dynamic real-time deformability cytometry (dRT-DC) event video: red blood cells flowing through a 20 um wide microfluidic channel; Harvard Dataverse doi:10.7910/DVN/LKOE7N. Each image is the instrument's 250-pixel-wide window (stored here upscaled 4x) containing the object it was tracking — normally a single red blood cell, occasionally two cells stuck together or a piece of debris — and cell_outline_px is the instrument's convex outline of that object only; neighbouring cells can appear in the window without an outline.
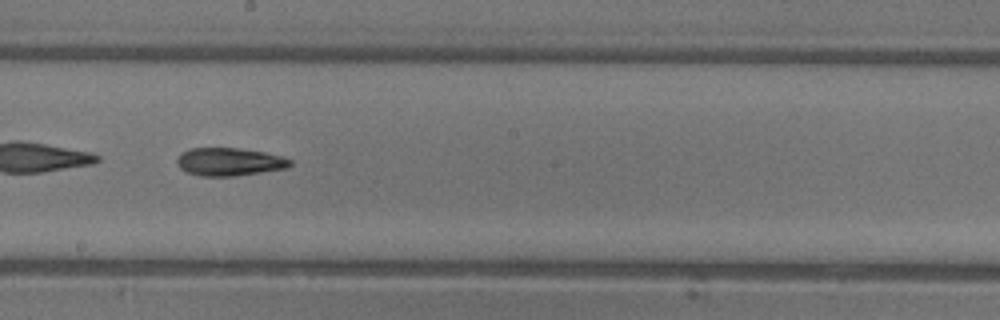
{"species": "common noctule bat (a hibernating species)", "species_latin": "Nyctalus noctula", "temperature_condition": "warm", "stored_images_in_passage": 45, "camera_frame_rate_fps": 3000, "um_per_image_px": 0.085, "animal": {"sex": "female"}, "frame": {"image": 1, "passage_image": 26, "time_ms": 8.333, "image_size_px": [1000, 320], "cell_outline_px": [[292, 164], [288, 168], [236, 176], [200, 176], [188, 172], [180, 168], [176, 160], [180, 152], [188, 148], [240, 148], [264, 152], [280, 156], [292, 160]], "centroid_in_image_um": [19.49, 13.75], "position_along_channel_um": 228.7, "area_um2": 18.55}}
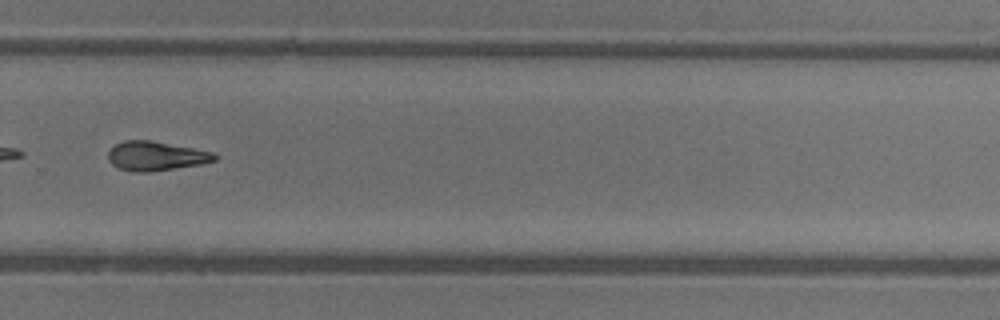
{"frame": {"image": 2, "passage_image": 32, "time_ms": 10.333, "image_size_px": [1000, 320], "cell_outline_px": [[216, 160], [200, 164], [148, 172], [132, 172], [120, 168], [112, 164], [108, 160], [108, 152], [116, 144], [124, 140], [152, 140], [212, 152], [216, 156]], "centroid_in_image_um": [13.21, 13.26], "position_along_channel_um": 316.6, "area_um2": 17.92}, "authors_computed_cell_mechanics": {"area_um2": 18.5538, "velocity_mm_per_s": 4.4153, "shape_relaxation_time_tau1_ms": 4.7315, "shape_relaxation_time_tau2_ms": null, "deformation_change_tau1": 0.1489, "deformation_change_tau2": null}}